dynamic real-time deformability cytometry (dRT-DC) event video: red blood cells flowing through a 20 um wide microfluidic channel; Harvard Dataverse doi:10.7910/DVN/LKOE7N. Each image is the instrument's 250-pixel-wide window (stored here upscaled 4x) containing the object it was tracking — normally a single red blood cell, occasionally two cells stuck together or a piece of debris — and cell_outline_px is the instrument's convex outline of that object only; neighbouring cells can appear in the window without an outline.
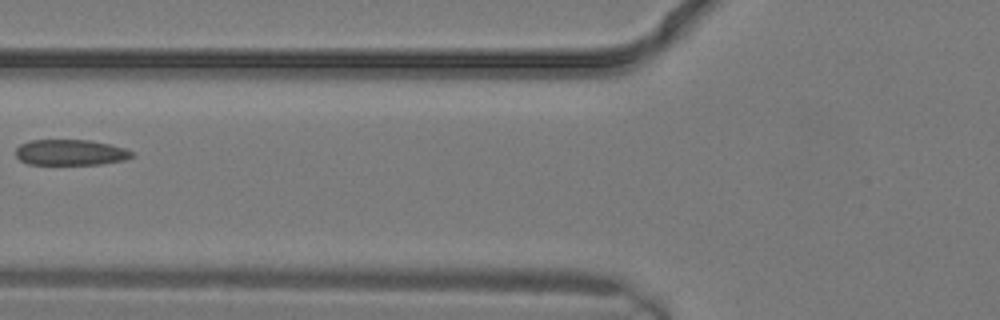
{"species": "common noctule bat (a hibernating species)", "species_latin": "Nyctalus noctula", "temperature_condition": "warm", "stored_images_in_passage": 15, "camera_frame_rate_fps": 3000, "um_per_image_px": 0.085, "animal": {"sex": "male", "body_mass_g": 19.2, "forearm_length_mm": 51.8}, "frame": {"image": 1, "passage_image": 11, "time_ms": 3.333, "image_size_px": [1000, 320], "cell_outline_px": [[136, 156], [124, 160], [100, 164], [28, 164], [20, 160], [16, 156], [16, 148], [20, 144], [32, 140], [88, 140], [112, 144], [124, 148], [132, 152]], "centroid_in_image_um": [6.01, 12.95], "position_along_channel_um": 119.8, "area_um2": 17.46}}
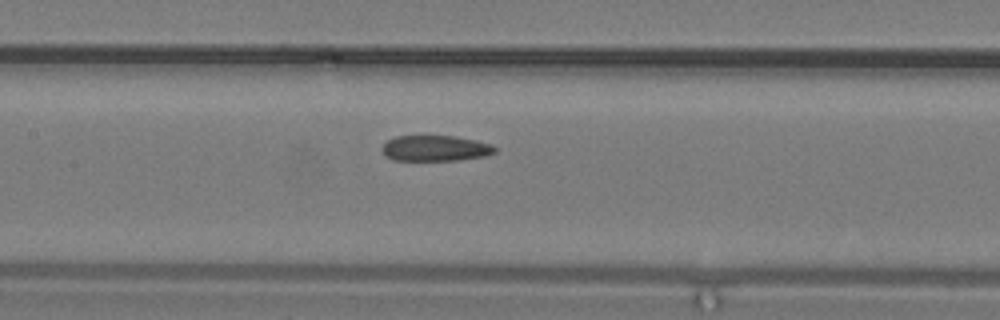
{"frame": {"image": 2, "passage_image": 13, "time_ms": 4.0, "image_size_px": [1000, 320], "cell_outline_px": [[496, 152], [484, 156], [460, 160], [392, 160], [384, 156], [380, 148], [388, 140], [396, 136], [456, 136], [476, 140], [492, 144], [496, 148]], "centroid_in_image_um": [36.99, 12.6], "position_along_channel_um": 170.4, "area_um2": 17.05}}
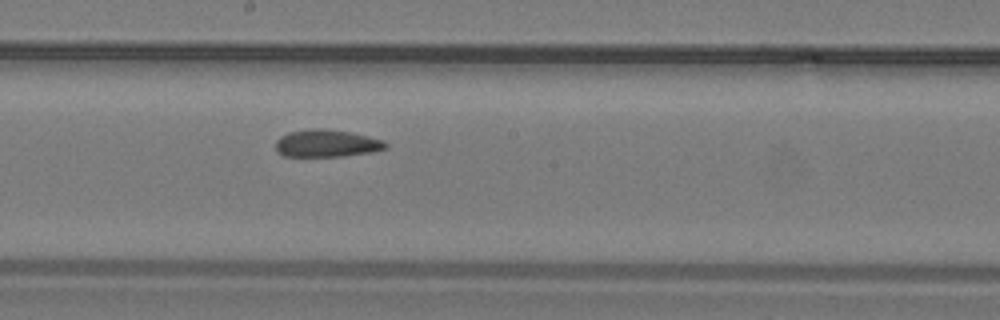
{"frame": {"image": 3, "passage_image": 15, "time_ms": 4.667, "image_size_px": [1000, 320], "cell_outline_px": [[388, 148], [372, 152], [344, 156], [284, 156], [276, 152], [276, 140], [280, 136], [288, 132], [316, 128], [324, 128], [348, 132], [384, 140], [388, 144]], "centroid_in_image_um": [27.76, 12.19], "position_along_channel_um": 220.4, "area_um2": 17.57}}